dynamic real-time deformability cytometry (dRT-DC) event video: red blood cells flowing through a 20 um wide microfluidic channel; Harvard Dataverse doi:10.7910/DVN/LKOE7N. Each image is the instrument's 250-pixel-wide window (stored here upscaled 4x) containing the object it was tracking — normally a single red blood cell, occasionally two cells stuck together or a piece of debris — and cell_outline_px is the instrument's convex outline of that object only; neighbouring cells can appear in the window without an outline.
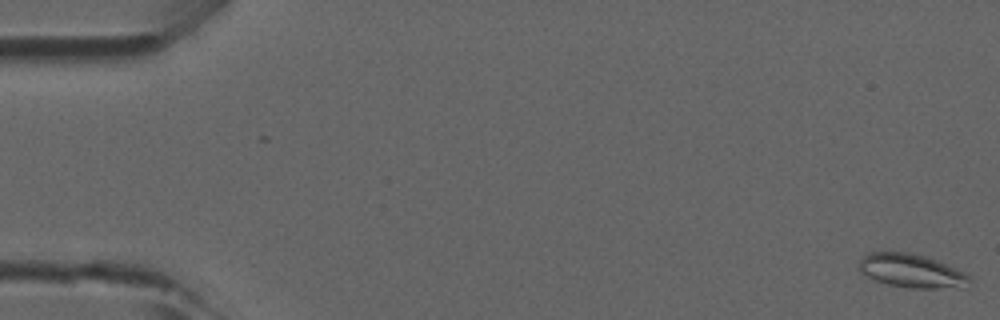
{"species": "common noctule bat (a hibernating species)", "species_latin": "Nyctalus noctula", "temperature_condition": "room temperature", "stored_images_in_passage": 48, "camera_frame_rate_fps": 3000, "um_per_image_px": 0.085, "animal": {"sex": "male", "forearm_length_mm": 52.5}, "frame": {"image": 1, "passage_image": 1, "time_ms": 0.0, "image_size_px": [1000, 320], "cell_outline_px": [[972, 280], [964, 288], [908, 288], [888, 284], [876, 280], [860, 272], [860, 260], [868, 252], [912, 252], [936, 260], [956, 268], [972, 276]], "centroid_in_image_um": [77.54, 23.03], "position_along_channel_um": 7.5, "area_um2": 21.73}}
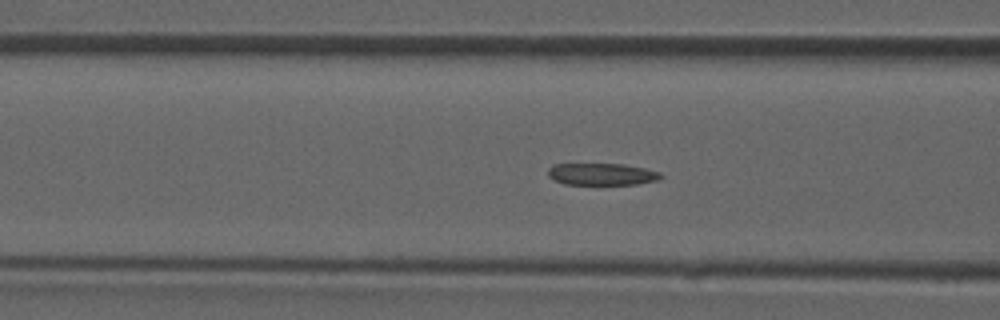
{"frame": {"image": 2, "passage_image": 19, "time_ms": 6.0, "image_size_px": [1000, 320], "cell_outline_px": [[664, 176], [656, 180], [636, 184], [564, 184], [548, 176], [548, 168], [552, 164], [624, 164], [644, 168], [660, 172]], "centroid_in_image_um": [51.14, 14.8], "position_along_channel_um": 115.5, "area_um2": 14.33}}
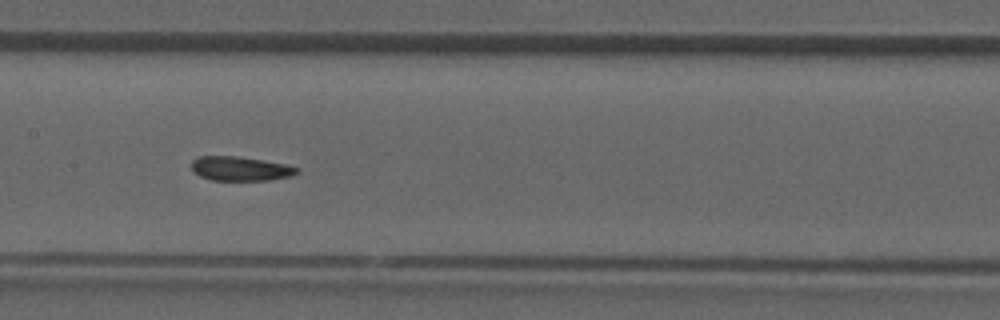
{"frame": {"image": 3, "passage_image": 24, "time_ms": 7.667, "image_size_px": [1000, 320], "cell_outline_px": [[300, 172], [292, 176], [268, 180], [212, 180], [200, 176], [192, 172], [192, 160], [200, 156], [236, 156], [264, 160], [284, 164], [300, 168]], "centroid_in_image_um": [20.44, 14.33], "position_along_channel_um": 187.0, "area_um2": 14.97}}